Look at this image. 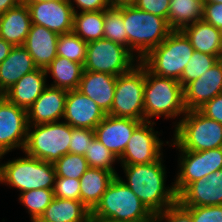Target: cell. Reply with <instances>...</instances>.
Here are the masks:
<instances>
[{
	"instance_id": "obj_3",
	"label": "cell",
	"mask_w": 222,
	"mask_h": 222,
	"mask_svg": "<svg viewBox=\"0 0 222 222\" xmlns=\"http://www.w3.org/2000/svg\"><path fill=\"white\" fill-rule=\"evenodd\" d=\"M128 48L142 60L153 48L159 46L172 29L163 17L145 12L134 5L123 6Z\"/></svg>"
},
{
	"instance_id": "obj_27",
	"label": "cell",
	"mask_w": 222,
	"mask_h": 222,
	"mask_svg": "<svg viewBox=\"0 0 222 222\" xmlns=\"http://www.w3.org/2000/svg\"><path fill=\"white\" fill-rule=\"evenodd\" d=\"M39 219L44 222H91V212L81 201L54 197Z\"/></svg>"
},
{
	"instance_id": "obj_40",
	"label": "cell",
	"mask_w": 222,
	"mask_h": 222,
	"mask_svg": "<svg viewBox=\"0 0 222 222\" xmlns=\"http://www.w3.org/2000/svg\"><path fill=\"white\" fill-rule=\"evenodd\" d=\"M155 222H192L191 214L178 202L154 214Z\"/></svg>"
},
{
	"instance_id": "obj_26",
	"label": "cell",
	"mask_w": 222,
	"mask_h": 222,
	"mask_svg": "<svg viewBox=\"0 0 222 222\" xmlns=\"http://www.w3.org/2000/svg\"><path fill=\"white\" fill-rule=\"evenodd\" d=\"M117 175V172L89 167L80 177L81 202L90 212L99 203L105 190Z\"/></svg>"
},
{
	"instance_id": "obj_6",
	"label": "cell",
	"mask_w": 222,
	"mask_h": 222,
	"mask_svg": "<svg viewBox=\"0 0 222 222\" xmlns=\"http://www.w3.org/2000/svg\"><path fill=\"white\" fill-rule=\"evenodd\" d=\"M175 125L173 145L179 150L205 151L222 147V124L199 110L186 111Z\"/></svg>"
},
{
	"instance_id": "obj_36",
	"label": "cell",
	"mask_w": 222,
	"mask_h": 222,
	"mask_svg": "<svg viewBox=\"0 0 222 222\" xmlns=\"http://www.w3.org/2000/svg\"><path fill=\"white\" fill-rule=\"evenodd\" d=\"M84 156L89 167L116 172L113 164L118 159L96 138L91 141Z\"/></svg>"
},
{
	"instance_id": "obj_12",
	"label": "cell",
	"mask_w": 222,
	"mask_h": 222,
	"mask_svg": "<svg viewBox=\"0 0 222 222\" xmlns=\"http://www.w3.org/2000/svg\"><path fill=\"white\" fill-rule=\"evenodd\" d=\"M153 121H143L134 130L127 146L118 159L121 165H142L159 160L163 156V142L152 127ZM161 152V153H160Z\"/></svg>"
},
{
	"instance_id": "obj_2",
	"label": "cell",
	"mask_w": 222,
	"mask_h": 222,
	"mask_svg": "<svg viewBox=\"0 0 222 222\" xmlns=\"http://www.w3.org/2000/svg\"><path fill=\"white\" fill-rule=\"evenodd\" d=\"M153 214L117 175L91 211V220L139 222L149 220Z\"/></svg>"
},
{
	"instance_id": "obj_51",
	"label": "cell",
	"mask_w": 222,
	"mask_h": 222,
	"mask_svg": "<svg viewBox=\"0 0 222 222\" xmlns=\"http://www.w3.org/2000/svg\"><path fill=\"white\" fill-rule=\"evenodd\" d=\"M4 98V92L3 90L0 88V100Z\"/></svg>"
},
{
	"instance_id": "obj_49",
	"label": "cell",
	"mask_w": 222,
	"mask_h": 222,
	"mask_svg": "<svg viewBox=\"0 0 222 222\" xmlns=\"http://www.w3.org/2000/svg\"><path fill=\"white\" fill-rule=\"evenodd\" d=\"M205 3H219L221 4L222 3V0H204Z\"/></svg>"
},
{
	"instance_id": "obj_30",
	"label": "cell",
	"mask_w": 222,
	"mask_h": 222,
	"mask_svg": "<svg viewBox=\"0 0 222 222\" xmlns=\"http://www.w3.org/2000/svg\"><path fill=\"white\" fill-rule=\"evenodd\" d=\"M72 32L87 43L103 38L104 10L74 13Z\"/></svg>"
},
{
	"instance_id": "obj_1",
	"label": "cell",
	"mask_w": 222,
	"mask_h": 222,
	"mask_svg": "<svg viewBox=\"0 0 222 222\" xmlns=\"http://www.w3.org/2000/svg\"><path fill=\"white\" fill-rule=\"evenodd\" d=\"M127 182L122 180L154 215L177 202L174 186L165 187L166 171L162 157L142 165H121Z\"/></svg>"
},
{
	"instance_id": "obj_20",
	"label": "cell",
	"mask_w": 222,
	"mask_h": 222,
	"mask_svg": "<svg viewBox=\"0 0 222 222\" xmlns=\"http://www.w3.org/2000/svg\"><path fill=\"white\" fill-rule=\"evenodd\" d=\"M116 81L117 76L84 70L77 90L97 103L106 114H109Z\"/></svg>"
},
{
	"instance_id": "obj_43",
	"label": "cell",
	"mask_w": 222,
	"mask_h": 222,
	"mask_svg": "<svg viewBox=\"0 0 222 222\" xmlns=\"http://www.w3.org/2000/svg\"><path fill=\"white\" fill-rule=\"evenodd\" d=\"M203 115L222 124V93L198 109Z\"/></svg>"
},
{
	"instance_id": "obj_18",
	"label": "cell",
	"mask_w": 222,
	"mask_h": 222,
	"mask_svg": "<svg viewBox=\"0 0 222 222\" xmlns=\"http://www.w3.org/2000/svg\"><path fill=\"white\" fill-rule=\"evenodd\" d=\"M106 115L97 103L77 89L68 90L63 118L71 127L94 130Z\"/></svg>"
},
{
	"instance_id": "obj_29",
	"label": "cell",
	"mask_w": 222,
	"mask_h": 222,
	"mask_svg": "<svg viewBox=\"0 0 222 222\" xmlns=\"http://www.w3.org/2000/svg\"><path fill=\"white\" fill-rule=\"evenodd\" d=\"M204 0H170L167 23L172 30L202 20Z\"/></svg>"
},
{
	"instance_id": "obj_21",
	"label": "cell",
	"mask_w": 222,
	"mask_h": 222,
	"mask_svg": "<svg viewBox=\"0 0 222 222\" xmlns=\"http://www.w3.org/2000/svg\"><path fill=\"white\" fill-rule=\"evenodd\" d=\"M58 38V33L32 24L23 47L32 56L38 68L46 69L57 56Z\"/></svg>"
},
{
	"instance_id": "obj_46",
	"label": "cell",
	"mask_w": 222,
	"mask_h": 222,
	"mask_svg": "<svg viewBox=\"0 0 222 222\" xmlns=\"http://www.w3.org/2000/svg\"><path fill=\"white\" fill-rule=\"evenodd\" d=\"M24 0H0V15L7 12L9 9L18 6Z\"/></svg>"
},
{
	"instance_id": "obj_8",
	"label": "cell",
	"mask_w": 222,
	"mask_h": 222,
	"mask_svg": "<svg viewBox=\"0 0 222 222\" xmlns=\"http://www.w3.org/2000/svg\"><path fill=\"white\" fill-rule=\"evenodd\" d=\"M71 136L72 127L66 122L28 125L23 153L54 164L69 153Z\"/></svg>"
},
{
	"instance_id": "obj_5",
	"label": "cell",
	"mask_w": 222,
	"mask_h": 222,
	"mask_svg": "<svg viewBox=\"0 0 222 222\" xmlns=\"http://www.w3.org/2000/svg\"><path fill=\"white\" fill-rule=\"evenodd\" d=\"M186 111L180 82L157 76L145 67L144 121L159 116L174 119Z\"/></svg>"
},
{
	"instance_id": "obj_52",
	"label": "cell",
	"mask_w": 222,
	"mask_h": 222,
	"mask_svg": "<svg viewBox=\"0 0 222 222\" xmlns=\"http://www.w3.org/2000/svg\"><path fill=\"white\" fill-rule=\"evenodd\" d=\"M31 222H44V221H41V220L38 218V219L32 220Z\"/></svg>"
},
{
	"instance_id": "obj_17",
	"label": "cell",
	"mask_w": 222,
	"mask_h": 222,
	"mask_svg": "<svg viewBox=\"0 0 222 222\" xmlns=\"http://www.w3.org/2000/svg\"><path fill=\"white\" fill-rule=\"evenodd\" d=\"M177 202L183 207L222 205V169L187 185Z\"/></svg>"
},
{
	"instance_id": "obj_42",
	"label": "cell",
	"mask_w": 222,
	"mask_h": 222,
	"mask_svg": "<svg viewBox=\"0 0 222 222\" xmlns=\"http://www.w3.org/2000/svg\"><path fill=\"white\" fill-rule=\"evenodd\" d=\"M202 19L222 31V3H204Z\"/></svg>"
},
{
	"instance_id": "obj_14",
	"label": "cell",
	"mask_w": 222,
	"mask_h": 222,
	"mask_svg": "<svg viewBox=\"0 0 222 222\" xmlns=\"http://www.w3.org/2000/svg\"><path fill=\"white\" fill-rule=\"evenodd\" d=\"M32 24L43 26L58 34L72 32L74 11L69 0L25 2Z\"/></svg>"
},
{
	"instance_id": "obj_47",
	"label": "cell",
	"mask_w": 222,
	"mask_h": 222,
	"mask_svg": "<svg viewBox=\"0 0 222 222\" xmlns=\"http://www.w3.org/2000/svg\"><path fill=\"white\" fill-rule=\"evenodd\" d=\"M136 0H109L111 7H120L125 5H133Z\"/></svg>"
},
{
	"instance_id": "obj_22",
	"label": "cell",
	"mask_w": 222,
	"mask_h": 222,
	"mask_svg": "<svg viewBox=\"0 0 222 222\" xmlns=\"http://www.w3.org/2000/svg\"><path fill=\"white\" fill-rule=\"evenodd\" d=\"M47 77L45 69L42 68L25 74L4 92V97L18 107L27 110L48 86L46 83Z\"/></svg>"
},
{
	"instance_id": "obj_25",
	"label": "cell",
	"mask_w": 222,
	"mask_h": 222,
	"mask_svg": "<svg viewBox=\"0 0 222 222\" xmlns=\"http://www.w3.org/2000/svg\"><path fill=\"white\" fill-rule=\"evenodd\" d=\"M38 69L32 56L23 46H14L8 57L0 64V88L6 92L25 74Z\"/></svg>"
},
{
	"instance_id": "obj_15",
	"label": "cell",
	"mask_w": 222,
	"mask_h": 222,
	"mask_svg": "<svg viewBox=\"0 0 222 222\" xmlns=\"http://www.w3.org/2000/svg\"><path fill=\"white\" fill-rule=\"evenodd\" d=\"M141 122L137 119L115 117L107 114L94 128L95 138L119 159L135 128Z\"/></svg>"
},
{
	"instance_id": "obj_44",
	"label": "cell",
	"mask_w": 222,
	"mask_h": 222,
	"mask_svg": "<svg viewBox=\"0 0 222 222\" xmlns=\"http://www.w3.org/2000/svg\"><path fill=\"white\" fill-rule=\"evenodd\" d=\"M73 2V3H72ZM74 2L76 4H74ZM74 13H76V7L81 9L80 12L102 11L110 8L109 0H69Z\"/></svg>"
},
{
	"instance_id": "obj_4",
	"label": "cell",
	"mask_w": 222,
	"mask_h": 222,
	"mask_svg": "<svg viewBox=\"0 0 222 222\" xmlns=\"http://www.w3.org/2000/svg\"><path fill=\"white\" fill-rule=\"evenodd\" d=\"M194 49L181 30H172L166 39L153 48L140 62L153 74L180 80Z\"/></svg>"
},
{
	"instance_id": "obj_38",
	"label": "cell",
	"mask_w": 222,
	"mask_h": 222,
	"mask_svg": "<svg viewBox=\"0 0 222 222\" xmlns=\"http://www.w3.org/2000/svg\"><path fill=\"white\" fill-rule=\"evenodd\" d=\"M95 138L94 130L72 127L69 153L84 156L91 141Z\"/></svg>"
},
{
	"instance_id": "obj_39",
	"label": "cell",
	"mask_w": 222,
	"mask_h": 222,
	"mask_svg": "<svg viewBox=\"0 0 222 222\" xmlns=\"http://www.w3.org/2000/svg\"><path fill=\"white\" fill-rule=\"evenodd\" d=\"M192 222H222V205L184 207Z\"/></svg>"
},
{
	"instance_id": "obj_23",
	"label": "cell",
	"mask_w": 222,
	"mask_h": 222,
	"mask_svg": "<svg viewBox=\"0 0 222 222\" xmlns=\"http://www.w3.org/2000/svg\"><path fill=\"white\" fill-rule=\"evenodd\" d=\"M31 25L30 13L23 1L0 15V38L13 46H23Z\"/></svg>"
},
{
	"instance_id": "obj_31",
	"label": "cell",
	"mask_w": 222,
	"mask_h": 222,
	"mask_svg": "<svg viewBox=\"0 0 222 222\" xmlns=\"http://www.w3.org/2000/svg\"><path fill=\"white\" fill-rule=\"evenodd\" d=\"M103 38L128 48L127 32L123 22V6L104 10Z\"/></svg>"
},
{
	"instance_id": "obj_34",
	"label": "cell",
	"mask_w": 222,
	"mask_h": 222,
	"mask_svg": "<svg viewBox=\"0 0 222 222\" xmlns=\"http://www.w3.org/2000/svg\"><path fill=\"white\" fill-rule=\"evenodd\" d=\"M53 199L54 192L49 189L29 190L19 195V201L27 208L31 221L40 218Z\"/></svg>"
},
{
	"instance_id": "obj_41",
	"label": "cell",
	"mask_w": 222,
	"mask_h": 222,
	"mask_svg": "<svg viewBox=\"0 0 222 222\" xmlns=\"http://www.w3.org/2000/svg\"><path fill=\"white\" fill-rule=\"evenodd\" d=\"M133 5L145 12L168 19L170 0H136Z\"/></svg>"
},
{
	"instance_id": "obj_13",
	"label": "cell",
	"mask_w": 222,
	"mask_h": 222,
	"mask_svg": "<svg viewBox=\"0 0 222 222\" xmlns=\"http://www.w3.org/2000/svg\"><path fill=\"white\" fill-rule=\"evenodd\" d=\"M27 110L5 97L0 100V159L17 147L24 149L27 139Z\"/></svg>"
},
{
	"instance_id": "obj_45",
	"label": "cell",
	"mask_w": 222,
	"mask_h": 222,
	"mask_svg": "<svg viewBox=\"0 0 222 222\" xmlns=\"http://www.w3.org/2000/svg\"><path fill=\"white\" fill-rule=\"evenodd\" d=\"M13 47L14 46L11 43L0 38V64L8 57Z\"/></svg>"
},
{
	"instance_id": "obj_35",
	"label": "cell",
	"mask_w": 222,
	"mask_h": 222,
	"mask_svg": "<svg viewBox=\"0 0 222 222\" xmlns=\"http://www.w3.org/2000/svg\"><path fill=\"white\" fill-rule=\"evenodd\" d=\"M56 177L80 179L89 168L85 156L68 153L63 155L54 164Z\"/></svg>"
},
{
	"instance_id": "obj_50",
	"label": "cell",
	"mask_w": 222,
	"mask_h": 222,
	"mask_svg": "<svg viewBox=\"0 0 222 222\" xmlns=\"http://www.w3.org/2000/svg\"><path fill=\"white\" fill-rule=\"evenodd\" d=\"M39 1L50 2V1H56V0H24V2H39Z\"/></svg>"
},
{
	"instance_id": "obj_24",
	"label": "cell",
	"mask_w": 222,
	"mask_h": 222,
	"mask_svg": "<svg viewBox=\"0 0 222 222\" xmlns=\"http://www.w3.org/2000/svg\"><path fill=\"white\" fill-rule=\"evenodd\" d=\"M195 51L222 59V31L203 19L181 29Z\"/></svg>"
},
{
	"instance_id": "obj_10",
	"label": "cell",
	"mask_w": 222,
	"mask_h": 222,
	"mask_svg": "<svg viewBox=\"0 0 222 222\" xmlns=\"http://www.w3.org/2000/svg\"><path fill=\"white\" fill-rule=\"evenodd\" d=\"M138 62L136 52L133 55L129 48L101 38L87 44L84 70L119 76L131 71Z\"/></svg>"
},
{
	"instance_id": "obj_32",
	"label": "cell",
	"mask_w": 222,
	"mask_h": 222,
	"mask_svg": "<svg viewBox=\"0 0 222 222\" xmlns=\"http://www.w3.org/2000/svg\"><path fill=\"white\" fill-rule=\"evenodd\" d=\"M87 42L73 32L59 34L57 42V56L77 62L84 66L87 53Z\"/></svg>"
},
{
	"instance_id": "obj_28",
	"label": "cell",
	"mask_w": 222,
	"mask_h": 222,
	"mask_svg": "<svg viewBox=\"0 0 222 222\" xmlns=\"http://www.w3.org/2000/svg\"><path fill=\"white\" fill-rule=\"evenodd\" d=\"M84 66L62 56L56 58L46 67V74L51 73L54 81L51 87L66 90L78 89Z\"/></svg>"
},
{
	"instance_id": "obj_16",
	"label": "cell",
	"mask_w": 222,
	"mask_h": 222,
	"mask_svg": "<svg viewBox=\"0 0 222 222\" xmlns=\"http://www.w3.org/2000/svg\"><path fill=\"white\" fill-rule=\"evenodd\" d=\"M222 93V59L197 80L183 87V101L187 111L198 110Z\"/></svg>"
},
{
	"instance_id": "obj_9",
	"label": "cell",
	"mask_w": 222,
	"mask_h": 222,
	"mask_svg": "<svg viewBox=\"0 0 222 222\" xmlns=\"http://www.w3.org/2000/svg\"><path fill=\"white\" fill-rule=\"evenodd\" d=\"M145 66L138 64L117 76L114 99L109 115L144 121Z\"/></svg>"
},
{
	"instance_id": "obj_7",
	"label": "cell",
	"mask_w": 222,
	"mask_h": 222,
	"mask_svg": "<svg viewBox=\"0 0 222 222\" xmlns=\"http://www.w3.org/2000/svg\"><path fill=\"white\" fill-rule=\"evenodd\" d=\"M55 179L53 163L28 155L0 164V183L9 184L20 193L38 189L53 190Z\"/></svg>"
},
{
	"instance_id": "obj_48",
	"label": "cell",
	"mask_w": 222,
	"mask_h": 222,
	"mask_svg": "<svg viewBox=\"0 0 222 222\" xmlns=\"http://www.w3.org/2000/svg\"><path fill=\"white\" fill-rule=\"evenodd\" d=\"M91 222H118V221H111V220H91ZM139 222H155L154 215L149 220L139 221Z\"/></svg>"
},
{
	"instance_id": "obj_11",
	"label": "cell",
	"mask_w": 222,
	"mask_h": 222,
	"mask_svg": "<svg viewBox=\"0 0 222 222\" xmlns=\"http://www.w3.org/2000/svg\"><path fill=\"white\" fill-rule=\"evenodd\" d=\"M181 152L179 171L172 184L178 195L190 183L206 178L209 174L222 169V147L205 151Z\"/></svg>"
},
{
	"instance_id": "obj_33",
	"label": "cell",
	"mask_w": 222,
	"mask_h": 222,
	"mask_svg": "<svg viewBox=\"0 0 222 222\" xmlns=\"http://www.w3.org/2000/svg\"><path fill=\"white\" fill-rule=\"evenodd\" d=\"M220 59L221 58L219 56L209 55L194 50L193 55L186 65L179 80L181 86L184 87L191 81L197 80Z\"/></svg>"
},
{
	"instance_id": "obj_19",
	"label": "cell",
	"mask_w": 222,
	"mask_h": 222,
	"mask_svg": "<svg viewBox=\"0 0 222 222\" xmlns=\"http://www.w3.org/2000/svg\"><path fill=\"white\" fill-rule=\"evenodd\" d=\"M68 90L47 86L27 109L28 125L59 122L64 116Z\"/></svg>"
},
{
	"instance_id": "obj_37",
	"label": "cell",
	"mask_w": 222,
	"mask_h": 222,
	"mask_svg": "<svg viewBox=\"0 0 222 222\" xmlns=\"http://www.w3.org/2000/svg\"><path fill=\"white\" fill-rule=\"evenodd\" d=\"M80 180L56 177L53 189L54 197L81 201Z\"/></svg>"
}]
</instances>
